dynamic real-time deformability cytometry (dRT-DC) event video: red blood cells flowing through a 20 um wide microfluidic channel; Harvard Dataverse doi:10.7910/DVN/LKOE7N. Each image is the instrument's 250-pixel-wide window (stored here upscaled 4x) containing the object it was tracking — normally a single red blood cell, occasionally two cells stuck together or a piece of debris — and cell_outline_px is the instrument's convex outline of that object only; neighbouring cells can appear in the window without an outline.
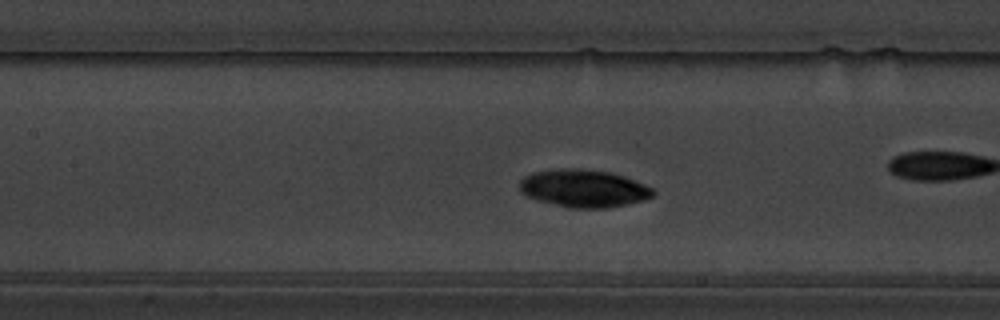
{"species": "common noctule bat (a hibernating species)", "species_latin": "Nyctalus noctula", "temperature_condition": "warm", "stored_images_in_passage": 57, "camera_frame_rate_fps": 3000, "um_per_image_px": 0.085, "animal": {"sex": "male", "body_mass_g": 19.5, "forearm_length_mm": 54.6}, "frame": {"image": 1, "passage_image": 25, "time_ms": 8.0, "image_size_px": [1000, 320], "cell_outline_px": [[656, 192], [652, 196], [644, 200], [628, 204], [608, 208], [572, 208], [540, 200], [528, 196], [520, 192], [520, 180], [524, 176], [532, 172], [552, 168], [580, 168], [612, 172], [624, 176], [644, 184], [652, 188]], "centroid_in_image_um": [49.62, 15.99], "position_along_channel_um": 157.8, "area_um2": 29.42}, "authors_computed_cell_mechanics": {"area_um2": 28.033, "velocity_mm_per_s": 3.4882, "shape_relaxation_time_tau1_ms": 1.8502, "shape_relaxation_time_tau2_ms": 6.9053, "deformation_change_tau1": 0.0659, "deformation_change_tau2": 0.066}}